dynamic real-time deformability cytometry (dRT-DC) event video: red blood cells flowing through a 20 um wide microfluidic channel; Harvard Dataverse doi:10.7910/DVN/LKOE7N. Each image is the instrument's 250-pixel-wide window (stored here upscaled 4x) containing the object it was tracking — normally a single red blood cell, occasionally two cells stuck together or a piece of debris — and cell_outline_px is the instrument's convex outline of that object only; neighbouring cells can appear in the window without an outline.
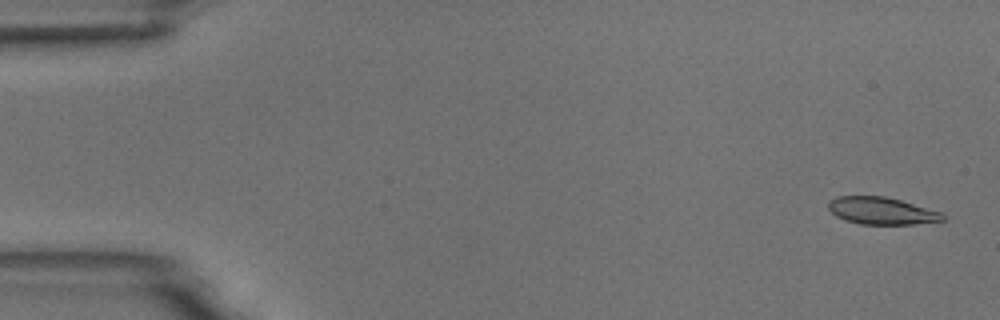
{"species": "common noctule bat (a hibernating species)", "species_latin": "Nyctalus noctula", "temperature_condition": "room temperature", "stored_images_in_passage": 6, "camera_frame_rate_fps": 3000, "um_per_image_px": 0.085, "animal": {"sex": "male", "body_mass_g": 18.8}, "frame": {"image": 1, "passage_image": 1, "time_ms": 0.0, "image_size_px": [1000, 320], "cell_outline_px": [[944, 220], [912, 224], [860, 224], [844, 220], [836, 216], [828, 208], [828, 200], [836, 196], [884, 196], [900, 200], [940, 212], [944, 216]], "centroid_in_image_um": [74.86, 17.91], "position_along_channel_um": 10.1, "area_um2": 17.98}}